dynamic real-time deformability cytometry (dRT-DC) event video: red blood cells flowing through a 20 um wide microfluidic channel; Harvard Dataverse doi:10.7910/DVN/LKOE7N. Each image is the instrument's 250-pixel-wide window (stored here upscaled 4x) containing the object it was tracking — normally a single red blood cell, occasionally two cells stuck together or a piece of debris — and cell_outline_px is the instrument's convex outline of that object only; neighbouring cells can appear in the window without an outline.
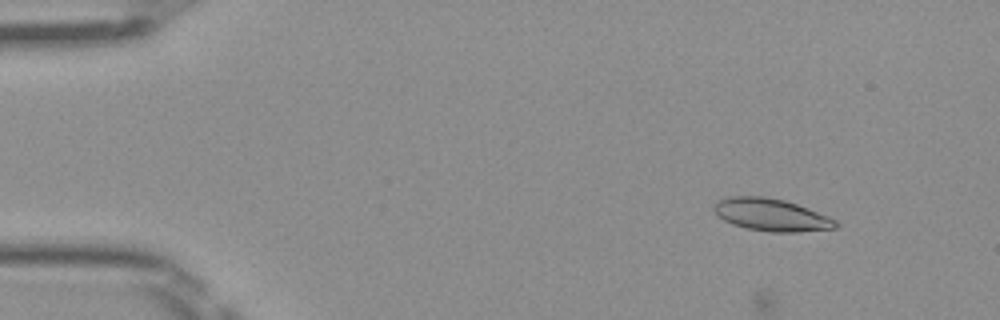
{"species": "Egyptian fruit bat (a non-hibernating species)", "species_latin": "Rousettus aegyptiacus", "temperature_condition": "room temperature", "stored_images_in_passage": 9, "camera_frame_rate_fps": 3000, "um_per_image_px": 0.085, "frame": {"image": 1, "passage_image": 6, "time_ms": 1.667, "image_size_px": [1000, 320], "cell_outline_px": [[840, 224], [836, 228], [796, 232], [768, 232], [748, 228], [732, 224], [724, 220], [712, 208], [712, 204], [716, 200], [728, 196], [764, 196], [784, 200], [808, 208], [836, 220]], "centroid_in_image_um": [65.53, 18.25], "position_along_channel_um": 19.5, "area_um2": 23.0}}